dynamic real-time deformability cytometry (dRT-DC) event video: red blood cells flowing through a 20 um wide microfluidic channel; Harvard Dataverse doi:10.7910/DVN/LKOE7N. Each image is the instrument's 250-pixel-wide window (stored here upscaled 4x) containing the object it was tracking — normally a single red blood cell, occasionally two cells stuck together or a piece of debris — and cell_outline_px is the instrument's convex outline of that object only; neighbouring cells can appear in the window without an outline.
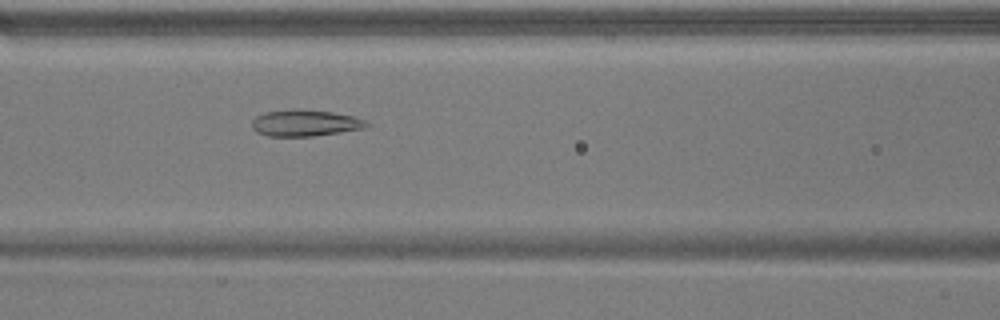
{"species": "common noctule bat (a hibernating species)", "species_latin": "Nyctalus noctula", "temperature_condition": "warm", "stored_images_in_passage": 46, "camera_frame_rate_fps": 3000, "um_per_image_px": 0.085, "animal": {"sex": "male", "body_mass_g": 17.9}, "frame": {"image": 1, "passage_image": 16, "time_ms": 5.0, "image_size_px": [1000, 320], "cell_outline_px": [[372, 124], [364, 128], [340, 132], [312, 136], [268, 136], [256, 132], [252, 128], [252, 120], [256, 116], [264, 112], [292, 108], [332, 112], [352, 116], [364, 120]], "centroid_in_image_um": [25.9, 10.45], "position_along_channel_um": 140.7, "area_um2": 17.74}}
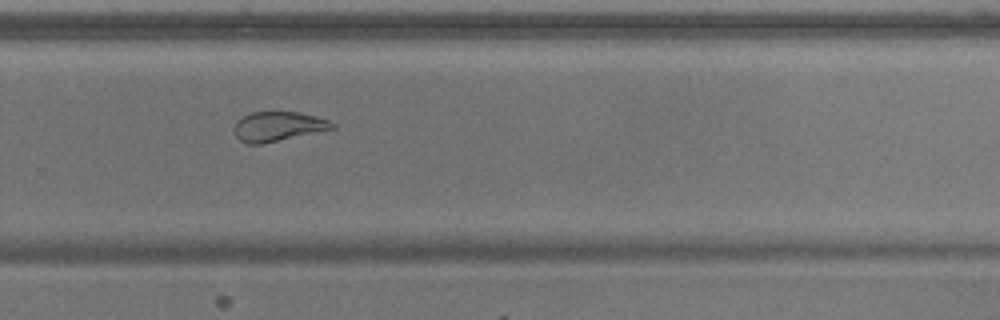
{"frame": {"image": 2, "passage_image": 29, "time_ms": 9.333, "image_size_px": [1000, 320], "cell_outline_px": [[336, 128], [264, 144], [248, 144], [240, 140], [236, 136], [236, 120], [252, 112], [300, 112], [328, 120], [336, 124]], "centroid_in_image_um": [23.67, 10.75], "position_along_channel_um": 306.1, "area_um2": 16.82}}
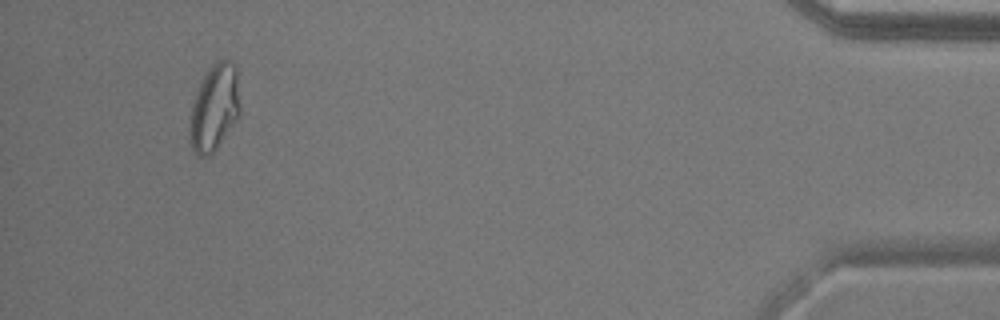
{"frame": {"image": 3, "passage_image": 43, "time_ms": 14.0, "image_size_px": [1000, 320], "cell_outline_px": [[240, 112], [236, 120], [216, 148], [208, 156], [200, 156], [192, 148], [188, 136], [188, 128], [192, 104], [196, 92], [208, 68], [216, 60], [232, 60], [236, 64], [240, 108]], "centroid_in_image_um": [18.21, 9.12], "position_along_channel_um": 417.0, "area_um2": 25.37}, "authors_computed_cell_mechanics": {"area_um2": 20.8947, "velocity_mm_per_s": 3.8273, "shape_relaxation_time_tau1_ms": null, "shape_relaxation_time_tau2_ms": 1.9827, "deformation_change_tau1": null, "deformation_change_tau2": 0.0789}}